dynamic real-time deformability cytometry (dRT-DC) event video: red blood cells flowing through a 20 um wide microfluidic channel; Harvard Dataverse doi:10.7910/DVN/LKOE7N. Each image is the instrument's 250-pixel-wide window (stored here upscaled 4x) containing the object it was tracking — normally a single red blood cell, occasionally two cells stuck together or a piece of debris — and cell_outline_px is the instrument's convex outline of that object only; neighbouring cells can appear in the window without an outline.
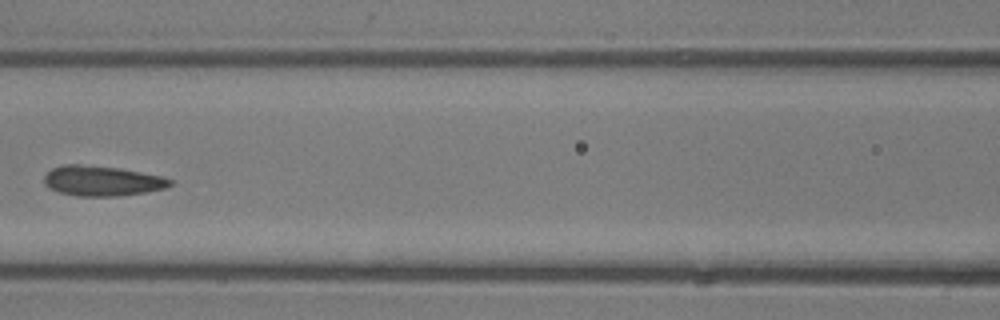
{"species": "common noctule bat (a hibernating species)", "species_latin": "Nyctalus noctula", "temperature_condition": "room temperature", "stored_images_in_passage": 4, "camera_frame_rate_fps": 3000, "um_per_image_px": 0.085, "animal": {"sex": "male", "body_mass_g": 13.3}, "frame": {"image": 1, "passage_image": 4, "time_ms": 3.667, "image_size_px": [1000, 320], "cell_outline_px": [[172, 184], [164, 188], [144, 192], [116, 196], [76, 196], [60, 192], [48, 188], [44, 184], [44, 176], [52, 168], [64, 164], [80, 164], [120, 168], [164, 176], [172, 180]], "centroid_in_image_um": [8.65, 15.36], "position_along_channel_um": 157.9, "area_um2": 22.14}}